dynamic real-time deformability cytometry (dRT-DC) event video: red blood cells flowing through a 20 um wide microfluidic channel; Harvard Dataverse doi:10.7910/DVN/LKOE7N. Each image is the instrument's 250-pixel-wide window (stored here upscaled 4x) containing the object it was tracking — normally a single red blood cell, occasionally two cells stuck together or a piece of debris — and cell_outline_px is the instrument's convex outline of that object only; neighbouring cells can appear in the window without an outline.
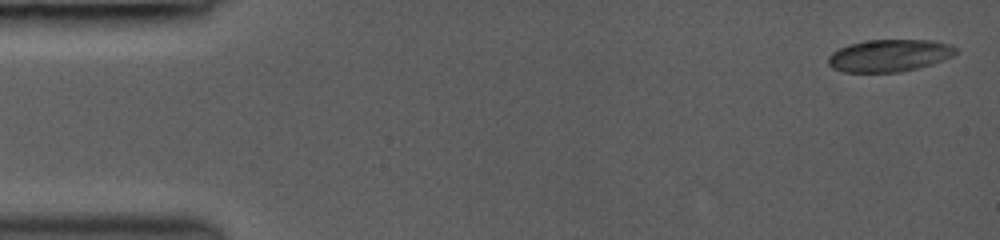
{"species": "common noctule bat (a hibernating species)", "species_latin": "Nyctalus noctula", "temperature_condition": "room temperature", "stored_images_in_passage": 20, "camera_frame_rate_fps": 3000, "um_per_image_px": 0.085, "animal": {"sex": "female", "body_mass_g": 19.0, "forearm_length_mm": 53.3}, "frame": {"image": 1, "passage_image": 1, "time_ms": 0.0, "image_size_px": [1000, 240], "cell_outline_px": [[956, 52], [952, 56], [944, 60], [932, 64], [900, 72], [844, 72], [832, 68], [828, 64], [828, 56], [832, 52], [848, 44], [864, 40], [932, 40], [952, 44], [956, 48]], "centroid_in_image_um": [75.58, 4.71], "position_along_channel_um": 9.4, "area_um2": 24.1}}
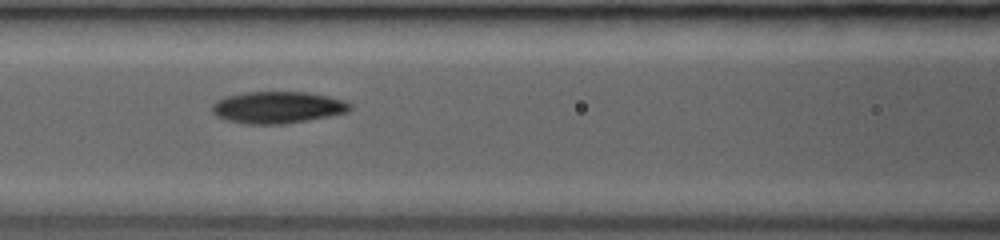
{"frame": {"image": 2, "passage_image": 11, "time_ms": 6.333, "image_size_px": [1000, 240], "cell_outline_px": [[352, 108], [348, 112], [332, 116], [284, 124], [244, 124], [224, 120], [216, 116], [212, 112], [212, 104], [216, 100], [224, 96], [244, 92], [308, 92], [328, 96], [344, 100], [352, 104]], "centroid_in_image_um": [23.59, 9.13], "position_along_channel_um": 143.0, "area_um2": 26.01}}
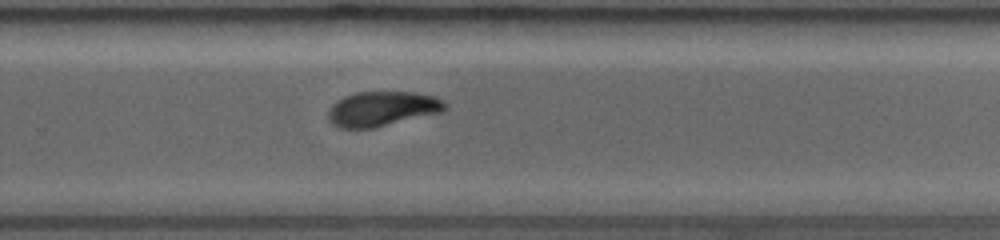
{"frame": {"image": 3, "passage_image": 20, "time_ms": 10.0, "image_size_px": [1000, 240], "cell_outline_px": [[448, 108], [444, 112], [372, 128], [340, 128], [332, 124], [328, 120], [328, 108], [336, 100], [344, 96], [356, 92], [416, 92], [436, 96], [444, 100], [448, 104]], "centroid_in_image_um": [32.52, 9.24], "position_along_channel_um": 297.3, "area_um2": 24.1}}